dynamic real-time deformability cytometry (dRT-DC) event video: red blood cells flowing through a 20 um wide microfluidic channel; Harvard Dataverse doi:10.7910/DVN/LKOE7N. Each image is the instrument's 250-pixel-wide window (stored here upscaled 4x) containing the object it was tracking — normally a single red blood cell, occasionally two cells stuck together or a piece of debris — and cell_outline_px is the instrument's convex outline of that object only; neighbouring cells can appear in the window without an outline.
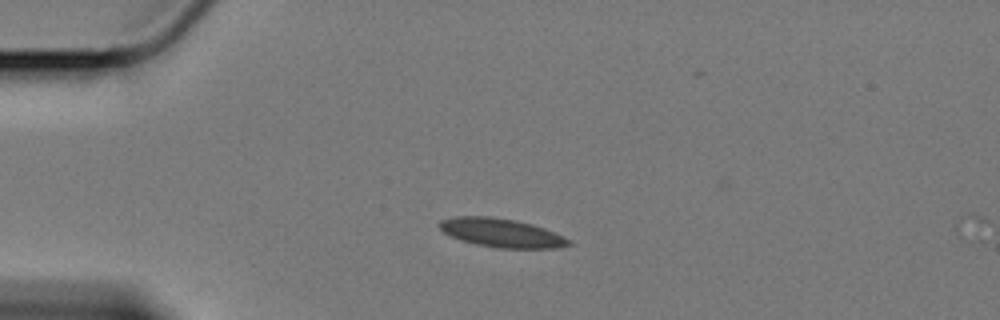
{"species": "Egyptian fruit bat (a non-hibernating species)", "species_latin": "Rousettus aegyptiacus", "temperature_condition": "cold", "stored_images_in_passage": 2, "camera_frame_rate_fps": 3000, "um_per_image_px": 0.085, "animal": {"sex": "female"}, "frame": {"image": 1, "passage_image": 1, "time_ms": 0.0, "image_size_px": [1000, 320], "cell_outline_px": [[572, 244], [556, 248], [496, 248], [476, 244], [460, 240], [444, 232], [436, 224], [440, 220], [452, 216], [492, 216], [516, 220], [532, 224], [544, 228], [564, 236], [572, 240]], "centroid_in_image_um": [42.61, 19.78], "position_along_channel_um": 42.4, "area_um2": 21.85}}